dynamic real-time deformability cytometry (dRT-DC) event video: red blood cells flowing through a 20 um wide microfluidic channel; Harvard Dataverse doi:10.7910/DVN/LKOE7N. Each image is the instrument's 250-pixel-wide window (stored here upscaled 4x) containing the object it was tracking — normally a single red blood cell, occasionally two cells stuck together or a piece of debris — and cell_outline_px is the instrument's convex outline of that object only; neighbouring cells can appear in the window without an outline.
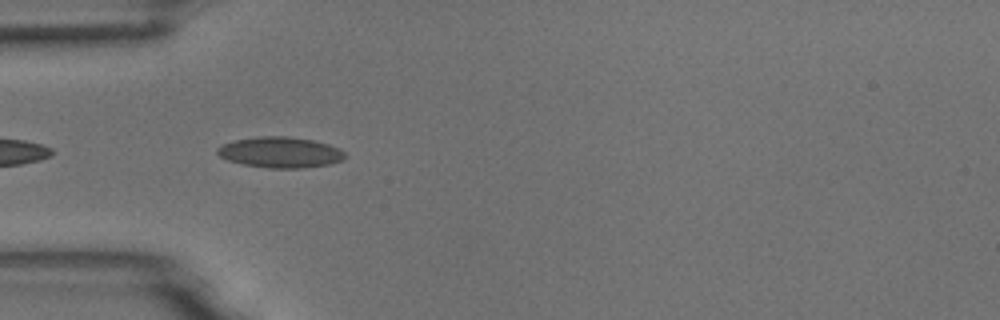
{"species": "common noctule bat (a hibernating species)", "species_latin": "Nyctalus noctula", "temperature_condition": "room temperature", "stored_images_in_passage": 9, "camera_frame_rate_fps": 3000, "um_per_image_px": 0.085, "animal": {"sex": "male", "body_mass_g": 18.8}, "frame": {"image": 1, "passage_image": 2, "time_ms": 0.333, "image_size_px": [1000, 320], "cell_outline_px": [[344, 156], [340, 160], [328, 164], [300, 168], [268, 168], [244, 164], [228, 160], [220, 156], [216, 152], [216, 148], [224, 144], [236, 140], [260, 136], [288, 136], [312, 140], [328, 144], [344, 152]], "centroid_in_image_um": [23.78, 12.94], "position_along_channel_um": 61.2, "area_um2": 22.48}}